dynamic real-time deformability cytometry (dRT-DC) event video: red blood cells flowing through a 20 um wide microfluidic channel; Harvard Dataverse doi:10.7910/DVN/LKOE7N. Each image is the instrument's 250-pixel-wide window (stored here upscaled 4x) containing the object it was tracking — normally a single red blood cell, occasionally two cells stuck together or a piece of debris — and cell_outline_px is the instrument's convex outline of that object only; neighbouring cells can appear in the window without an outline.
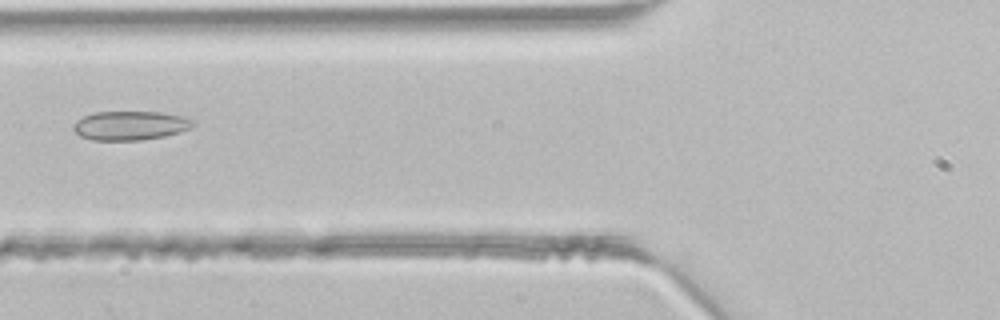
{"species": "common noctule bat (a hibernating species)", "species_latin": "Nyctalus noctula", "temperature_condition": "room temperature", "stored_images_in_passage": 5, "camera_frame_rate_fps": 3000, "um_per_image_px": 0.085, "animal": {"sex": "male", "body_mass_g": 21.5, "forearm_length_mm": 52.0}, "frame": {"image": 1, "passage_image": 5, "time_ms": 1.333, "image_size_px": [1000, 320], "cell_outline_px": [[196, 120], [188, 128], [180, 132], [164, 136], [140, 140], [92, 140], [80, 136], [72, 128], [72, 124], [76, 120], [84, 116], [96, 112], [160, 112], [180, 116]], "centroid_in_image_um": [11.02, 10.67], "position_along_channel_um": 114.8, "area_um2": 20.11}}